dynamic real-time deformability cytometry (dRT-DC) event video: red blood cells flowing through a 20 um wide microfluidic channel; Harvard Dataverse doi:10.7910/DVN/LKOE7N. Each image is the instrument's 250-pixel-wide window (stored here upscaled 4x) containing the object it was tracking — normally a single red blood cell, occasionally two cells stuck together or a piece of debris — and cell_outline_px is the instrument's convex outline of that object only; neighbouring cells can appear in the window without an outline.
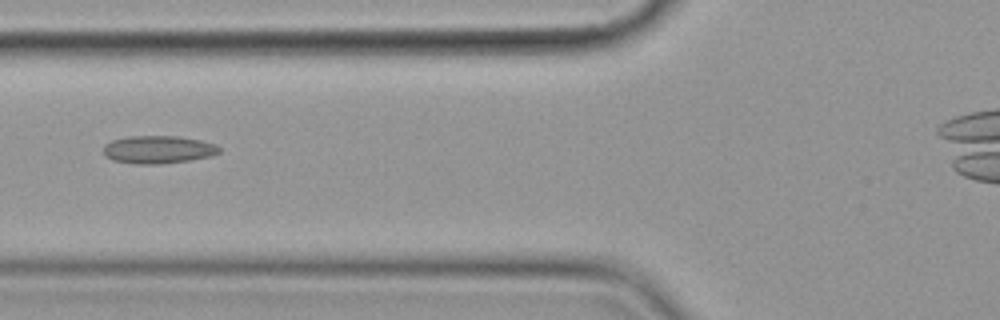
{"species": "common noctule bat (a hibernating species)", "species_latin": "Nyctalus noctula", "temperature_condition": "cold", "stored_images_in_passage": 4, "camera_frame_rate_fps": 3000, "um_per_image_px": 0.085, "animal": {"sex": "female", "body_mass_g": 19.9}, "frame": {"image": 1, "passage_image": 3, "time_ms": 2.667, "image_size_px": [1000, 320], "cell_outline_px": [[220, 152], [212, 156], [188, 160], [156, 164], [136, 164], [112, 160], [104, 152], [104, 144], [112, 140], [128, 136], [176, 136], [200, 140], [216, 144], [220, 148]], "centroid_in_image_um": [13.45, 12.7], "position_along_channel_um": 112.3, "area_um2": 18.67}}
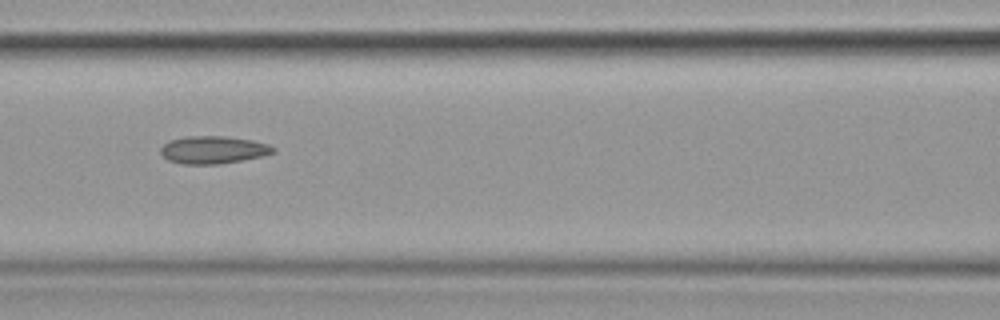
{"frame": {"image": 2, "passage_image": 4, "time_ms": 3.667, "image_size_px": [1000, 320], "cell_outline_px": [[276, 152], [264, 156], [220, 164], [184, 164], [168, 160], [160, 152], [160, 148], [168, 140], [184, 136], [224, 136], [252, 140], [268, 144], [276, 148]], "centroid_in_image_um": [18.13, 12.73], "position_along_channel_um": 148.5, "area_um2": 18.26}}